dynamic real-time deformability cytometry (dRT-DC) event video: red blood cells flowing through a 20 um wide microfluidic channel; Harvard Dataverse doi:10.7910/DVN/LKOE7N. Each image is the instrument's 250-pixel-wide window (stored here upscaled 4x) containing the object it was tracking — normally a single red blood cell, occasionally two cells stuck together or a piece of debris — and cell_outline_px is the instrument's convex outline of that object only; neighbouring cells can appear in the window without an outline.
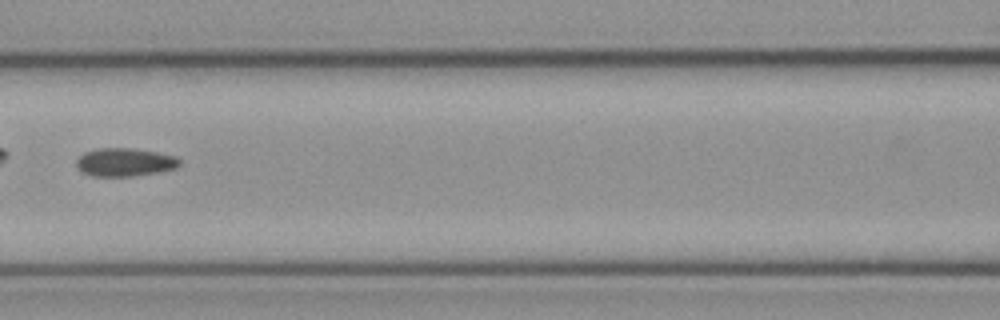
{"species": "common noctule bat (a hibernating species)", "species_latin": "Nyctalus noctula", "temperature_condition": "cold", "stored_images_in_passage": 5, "camera_frame_rate_fps": 3000, "um_per_image_px": 0.085, "animal": {"sex": "female", "body_mass_g": 21.9}, "frame": {"image": 1, "passage_image": 3, "time_ms": 0.667, "image_size_px": [1000, 320], "cell_outline_px": [[180, 164], [176, 168], [160, 172], [132, 176], [92, 176], [80, 172], [76, 168], [76, 160], [84, 152], [100, 148], [128, 148], [156, 152], [176, 156], [180, 160]], "centroid_in_image_um": [10.58, 13.8], "position_along_channel_um": 156.0, "area_um2": 17.05}}
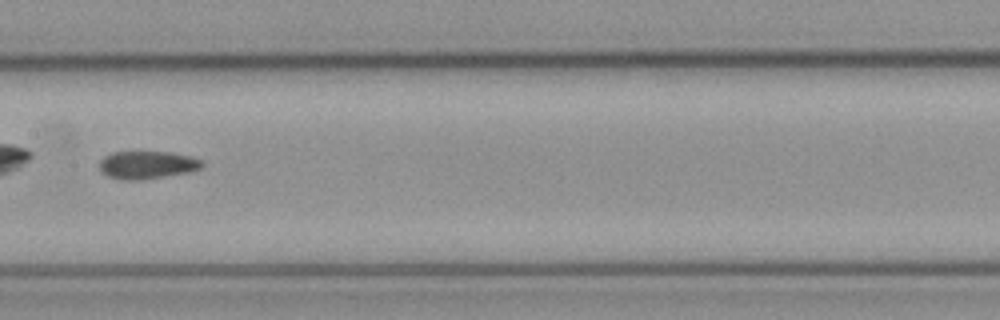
{"frame": {"image": 2, "passage_image": 4, "time_ms": 1.0, "image_size_px": [1000, 320], "cell_outline_px": [[204, 164], [200, 168], [192, 172], [140, 180], [124, 180], [108, 176], [100, 172], [100, 160], [104, 156], [112, 152], [172, 152], [192, 156], [204, 160]], "centroid_in_image_um": [12.55, 14.01], "position_along_channel_um": 194.9, "area_um2": 16.88}}
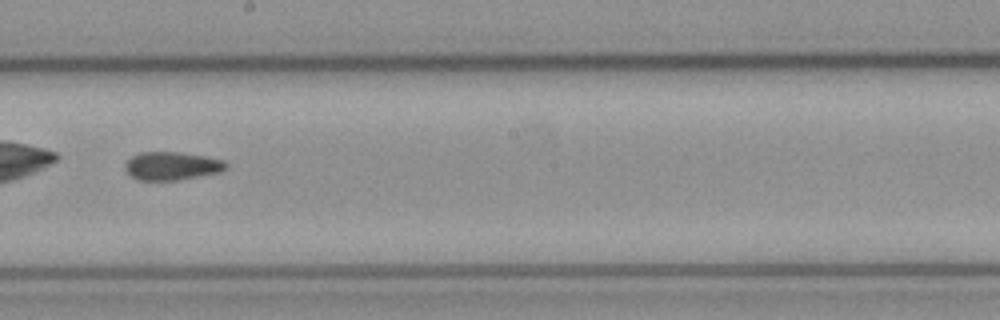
{"frame": {"image": 3, "passage_image": 5, "time_ms": 1.333, "image_size_px": [1000, 320], "cell_outline_px": [[228, 168], [220, 172], [180, 180], [140, 180], [132, 176], [124, 168], [124, 164], [132, 156], [140, 152], [180, 152], [204, 156], [224, 160], [228, 164]], "centroid_in_image_um": [14.63, 14.1], "position_along_channel_um": 233.6, "area_um2": 16.65}}